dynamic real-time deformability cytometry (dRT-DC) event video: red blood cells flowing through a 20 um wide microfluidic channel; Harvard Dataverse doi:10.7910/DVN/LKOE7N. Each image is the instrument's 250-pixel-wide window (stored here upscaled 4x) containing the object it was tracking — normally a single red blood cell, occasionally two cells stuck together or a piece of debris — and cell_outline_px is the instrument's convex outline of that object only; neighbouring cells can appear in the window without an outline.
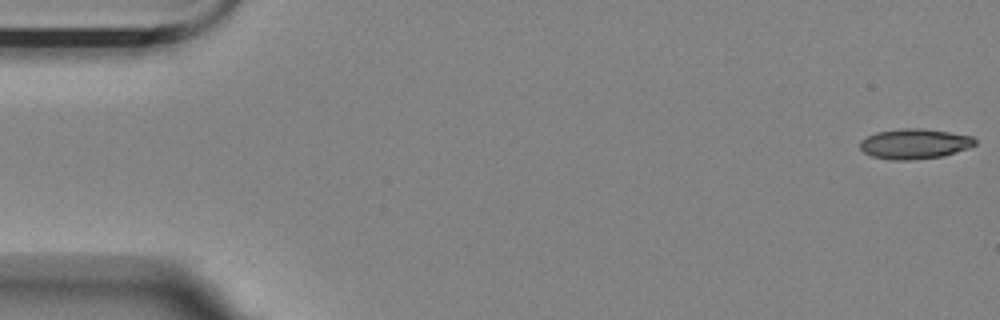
{"species": "Egyptian fruit bat (a non-hibernating species)", "species_latin": "Rousettus aegyptiacus", "temperature_condition": "room temperature", "stored_images_in_passage": 57, "camera_frame_rate_fps": 3000, "um_per_image_px": 0.085, "animal": {"sex": "female"}, "frame": {"image": 1, "passage_image": 1, "time_ms": 0.0, "image_size_px": [1000, 320], "cell_outline_px": [[976, 144], [968, 148], [940, 156], [908, 160], [892, 160], [872, 156], [864, 152], [860, 148], [860, 140], [876, 132], [900, 128], [920, 128], [948, 132], [972, 136], [976, 140]], "centroid_in_image_um": [77.71, 12.21], "position_along_channel_um": 7.3, "area_um2": 20.0}}
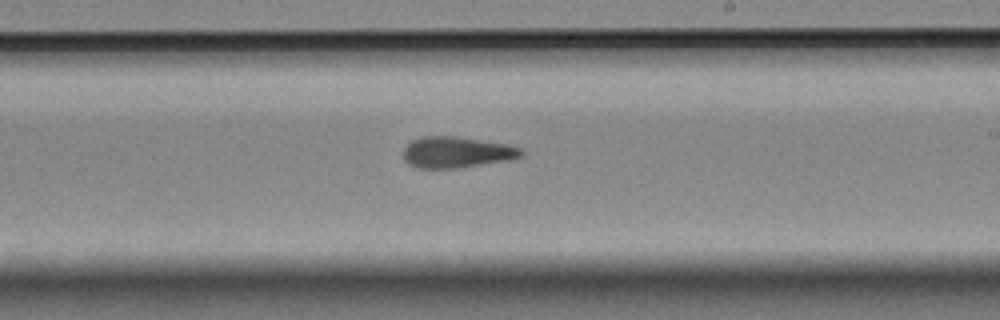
{"frame": {"image": 2, "passage_image": 33, "time_ms": 10.667, "image_size_px": [1000, 320], "cell_outline_px": [[524, 156], [508, 160], [456, 168], [416, 168], [408, 164], [404, 160], [404, 148], [412, 140], [424, 136], [456, 136], [508, 144], [520, 148], [524, 152]], "centroid_in_image_um": [38.81, 12.94], "position_along_channel_um": 250.2, "area_um2": 21.39}}
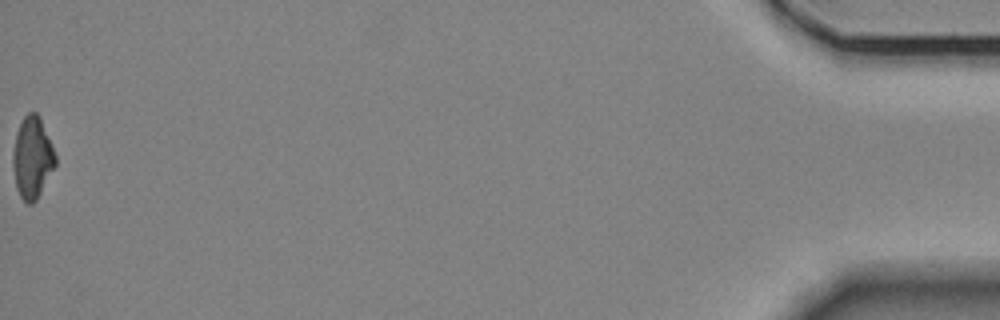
{"frame": {"image": 3, "passage_image": 57, "time_ms": 18.667, "image_size_px": [1000, 320], "cell_outline_px": [[56, 164], [36, 200], [32, 204], [28, 204], [20, 196], [16, 188], [12, 164], [12, 156], [16, 132], [24, 116], [28, 112], [36, 112], [40, 116], [52, 144], [56, 156]], "centroid_in_image_um": [2.74, 13.38], "position_along_channel_um": 432.5, "area_um2": 20.23}, "authors_computed_cell_mechanics": {"area_um2": 20.8658, "velocity_mm_per_s": 3.5241, "shape_relaxation_time_tau1_ms": null, "shape_relaxation_time_tau2_ms": 4.6888, "deformation_change_tau1": null, "deformation_change_tau2": 0.1324}}